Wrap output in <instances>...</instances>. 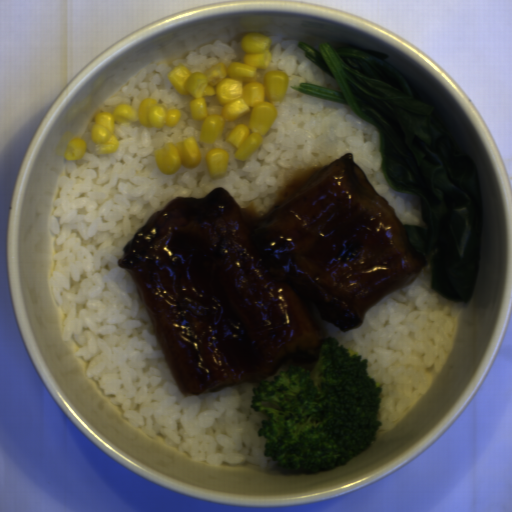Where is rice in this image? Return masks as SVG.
Listing matches in <instances>:
<instances>
[{
  "label": "rice",
  "mask_w": 512,
  "mask_h": 512,
  "mask_svg": "<svg viewBox=\"0 0 512 512\" xmlns=\"http://www.w3.org/2000/svg\"><path fill=\"white\" fill-rule=\"evenodd\" d=\"M414 278L392 290L364 314L361 326L338 329L311 303L316 321L337 344L367 361V373L381 383L374 432L380 438L404 419L424 396L451 351L462 302L449 300L432 287L430 258Z\"/></svg>",
  "instance_id": "023b6e5f"
},
{
  "label": "rice",
  "mask_w": 512,
  "mask_h": 512,
  "mask_svg": "<svg viewBox=\"0 0 512 512\" xmlns=\"http://www.w3.org/2000/svg\"><path fill=\"white\" fill-rule=\"evenodd\" d=\"M271 59L256 71L263 83L268 71L289 77L285 97L275 105L276 118L261 145L248 157H235L237 147L225 141L227 132L248 124L251 112L224 121L222 135L211 144L200 140L204 122L190 112L192 95L177 92L169 72L181 65L205 72L216 64L242 61V41H214L181 61H154L140 67L99 109L113 113L117 105L138 110L143 99L178 109L175 126L150 127L138 121L116 122L118 148L98 153L85 132V153L63 167L50 217L55 236L51 295L65 316L62 338L77 346L74 355L87 362L103 395L120 405L128 423L148 436H165L178 451L212 465L259 463L277 466L265 457L266 441L259 435L271 417L251 407L258 382L188 396L175 380L158 340L135 274L123 268L124 247L156 213L177 198H204L216 188L228 191L237 204L259 218L281 205L307 178L342 154L363 171L369 184L392 206L403 226L427 229L416 195L397 192L381 171L378 130L349 105L292 89L311 84L342 92L336 79L305 56L298 41L270 36ZM305 44V43H304ZM194 137L202 156L197 167L181 166L163 175L155 150L168 142ZM214 148L229 154L225 175L213 176L206 163Z\"/></svg>",
  "instance_id": "652b925c"
}]
</instances>
